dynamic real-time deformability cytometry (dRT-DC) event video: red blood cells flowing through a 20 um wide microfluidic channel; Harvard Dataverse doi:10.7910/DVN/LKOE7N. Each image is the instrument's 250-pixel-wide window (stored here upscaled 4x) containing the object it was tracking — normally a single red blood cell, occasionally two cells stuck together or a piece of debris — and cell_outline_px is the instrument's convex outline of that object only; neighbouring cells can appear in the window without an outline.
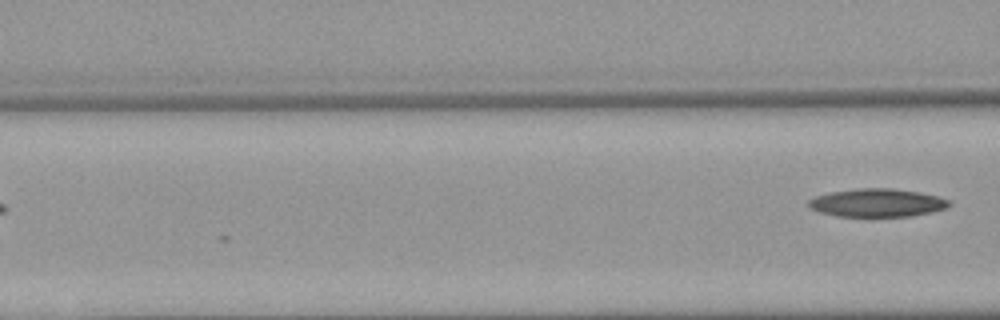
{"species": "Egyptian fruit bat (a non-hibernating species)", "species_latin": "Rousettus aegyptiacus", "temperature_condition": "warm", "stored_images_in_passage": 6, "segment_of_instrument_passage": [2, 2], "camera_frame_rate_fps": 3000, "um_per_image_px": 0.085, "animal": {"sex": "female"}, "frame": {"image": 1, "passage_image": 6, "time_ms": 7.0, "image_size_px": [1000, 320], "cell_outline_px": [[952, 204], [948, 208], [932, 212], [912, 216], [836, 216], [820, 212], [812, 208], [808, 204], [808, 200], [816, 196], [832, 192], [856, 188], [892, 188], [920, 192], [936, 196], [948, 200]], "centroid_in_image_um": [74.59, 17.23], "position_along_channel_um": 92.0, "area_um2": 23.0}}